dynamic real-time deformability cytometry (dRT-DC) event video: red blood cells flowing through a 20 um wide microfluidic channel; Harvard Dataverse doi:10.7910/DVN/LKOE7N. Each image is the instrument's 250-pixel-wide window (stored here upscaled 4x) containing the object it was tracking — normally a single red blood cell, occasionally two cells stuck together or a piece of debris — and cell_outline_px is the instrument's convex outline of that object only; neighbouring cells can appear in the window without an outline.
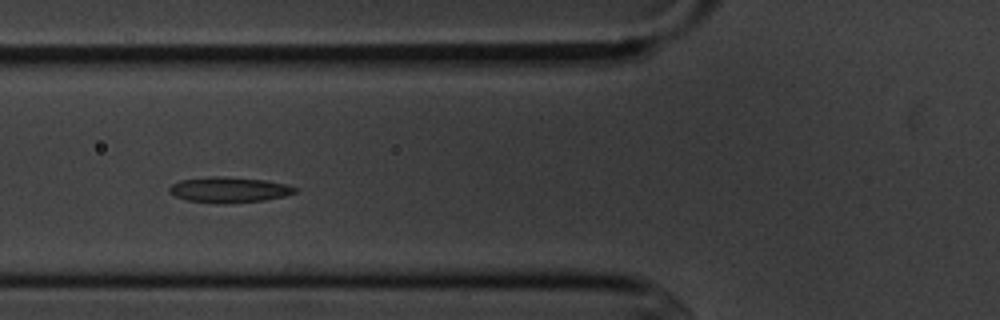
{"species": "common noctule bat (a hibernating species)", "species_latin": "Nyctalus noctula", "temperature_condition": "cold", "stored_images_in_passage": 4, "camera_frame_rate_fps": 3000, "um_per_image_px": 0.085, "animal": {"sex": "male", "body_mass_g": 20.1, "forearm_length_mm": 53.5}, "frame": {"image": 1, "passage_image": 4, "time_ms": 3.667, "image_size_px": [1000, 320], "cell_outline_px": [[296, 192], [284, 196], [264, 200], [224, 204], [188, 200], [176, 196], [168, 192], [168, 188], [172, 184], [180, 180], [216, 176], [220, 176], [264, 180], [288, 184], [296, 188]], "centroid_in_image_um": [19.47, 16.13], "position_along_channel_um": 106.3, "area_um2": 18.55}}